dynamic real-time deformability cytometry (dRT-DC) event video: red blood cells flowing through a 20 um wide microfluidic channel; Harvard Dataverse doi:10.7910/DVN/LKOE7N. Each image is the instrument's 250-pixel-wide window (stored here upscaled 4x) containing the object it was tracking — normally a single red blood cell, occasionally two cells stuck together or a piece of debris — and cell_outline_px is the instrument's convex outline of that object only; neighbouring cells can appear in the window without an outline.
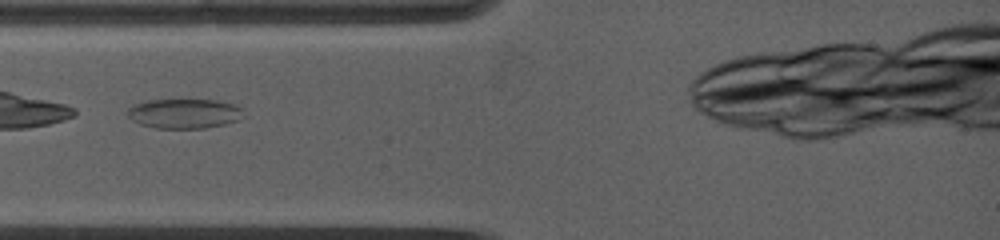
{"species": "common noctule bat (a hibernating species)", "species_latin": "Nyctalus noctula", "temperature_condition": "warm", "stored_images_in_passage": 9, "camera_frame_rate_fps": 5000, "um_per_image_px": 0.085, "animal": {"sex": "female", "body_mass_g": 19.0, "forearm_length_mm": 53.3}, "frame": {"image": 1, "passage_image": 1, "time_ms": 0.0, "image_size_px": [1000, 240], "cell_outline_px": [[244, 108], [240, 120], [224, 124], [204, 128], [156, 128], [140, 124], [132, 120], [128, 116], [128, 108], [132, 104], [148, 100], [180, 96], [216, 100], [232, 104]], "centroid_in_image_um": [15.64, 9.59], "position_along_channel_um": 69.4, "area_um2": 21.04}}
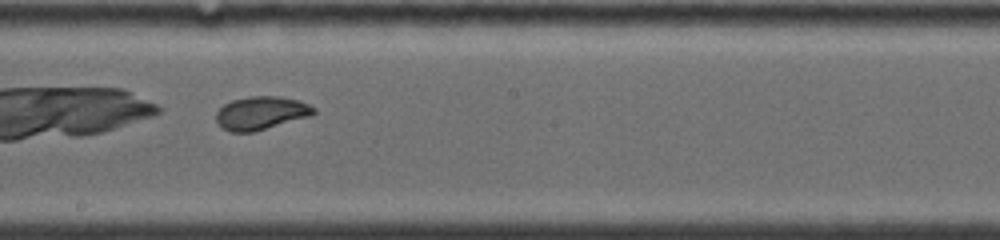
{"frame": {"image": 2, "passage_image": 7, "time_ms": 4.0, "image_size_px": [1000, 240], "cell_outline_px": [[316, 112], [312, 116], [252, 132], [228, 132], [220, 128], [216, 120], [216, 112], [224, 104], [232, 100], [248, 96], [280, 96], [300, 100], [316, 108]], "centroid_in_image_um": [22.19, 9.61], "position_along_channel_um": 226.0, "area_um2": 19.19}}
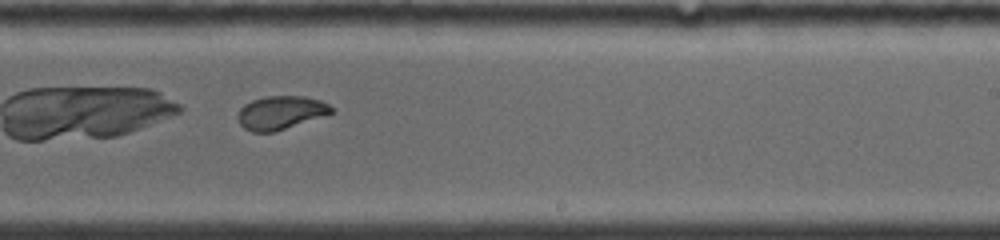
{"frame": {"image": 3, "passage_image": 8, "time_ms": 5.0, "image_size_px": [1000, 240], "cell_outline_px": [[336, 112], [276, 132], [252, 132], [244, 128], [240, 124], [236, 116], [240, 108], [244, 104], [252, 100], [264, 96], [304, 96], [320, 100], [336, 108]], "centroid_in_image_um": [23.88, 9.58], "position_along_channel_um": 265.1, "area_um2": 18.61}}